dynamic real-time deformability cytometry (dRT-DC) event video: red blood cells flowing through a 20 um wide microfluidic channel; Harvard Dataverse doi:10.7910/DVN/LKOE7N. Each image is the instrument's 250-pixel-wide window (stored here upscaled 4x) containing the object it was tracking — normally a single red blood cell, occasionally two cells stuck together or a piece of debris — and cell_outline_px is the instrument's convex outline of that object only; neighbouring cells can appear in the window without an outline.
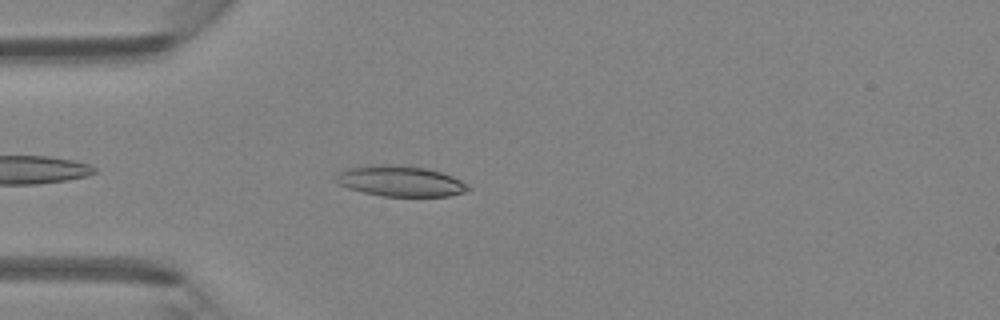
{"species": "Egyptian fruit bat (a non-hibernating species)", "species_latin": "Rousettus aegyptiacus", "temperature_condition": "room temperature", "stored_images_in_passage": 37, "camera_frame_rate_fps": 3000, "um_per_image_px": 0.085, "animal": {"sex": "female"}, "frame": {"image": 1, "passage_image": 4, "time_ms": 1.0, "image_size_px": [1000, 320], "cell_outline_px": [[472, 188], [468, 192], [448, 196], [384, 196], [364, 192], [348, 188], [332, 180], [336, 172], [348, 168], [372, 164], [392, 164], [424, 168], [440, 172], [452, 176], [468, 184]], "centroid_in_image_um": [34.01, 15.39], "position_along_channel_um": 51.0, "area_um2": 23.81}}
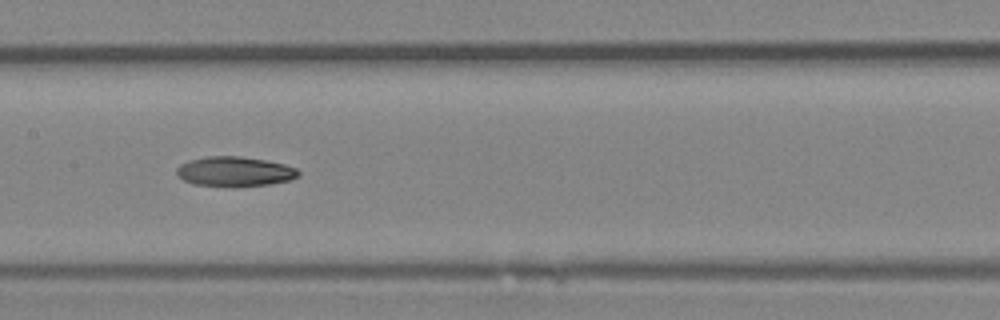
{"frame": {"image": 2, "passage_image": 14, "time_ms": 4.333, "image_size_px": [1000, 320], "cell_outline_px": [[300, 176], [292, 180], [268, 184], [232, 188], [192, 184], [184, 180], [176, 172], [176, 168], [180, 164], [188, 160], [208, 156], [240, 156], [264, 160], [284, 164], [296, 168], [300, 172]], "centroid_in_image_um": [19.95, 14.6], "position_along_channel_um": 187.4, "area_um2": 21.5}}
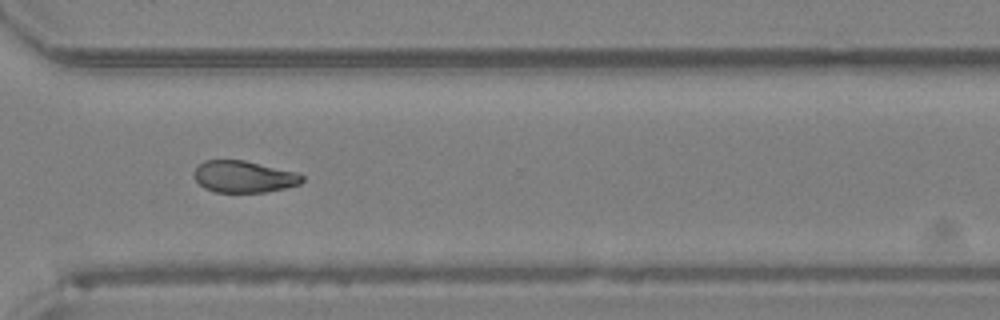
{"frame": {"image": 3, "passage_image": 25, "time_ms": 8.0, "image_size_px": [1000, 320], "cell_outline_px": [[304, 180], [300, 184], [284, 188], [264, 192], [216, 192], [204, 188], [196, 180], [192, 172], [204, 160], [244, 160], [296, 172], [304, 176]], "centroid_in_image_um": [20.72, 15.01], "position_along_channel_um": 349.9, "area_um2": 19.94}}